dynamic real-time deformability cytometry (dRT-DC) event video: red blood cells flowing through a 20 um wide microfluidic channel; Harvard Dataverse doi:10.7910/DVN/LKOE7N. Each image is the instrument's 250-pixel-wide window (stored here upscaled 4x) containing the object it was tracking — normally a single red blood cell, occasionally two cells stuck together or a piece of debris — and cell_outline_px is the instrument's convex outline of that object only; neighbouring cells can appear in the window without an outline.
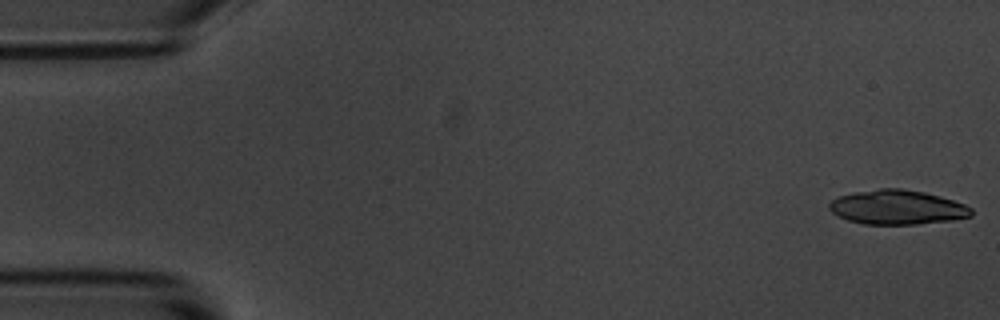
{"species": "common noctule bat (a hibernating species)", "species_latin": "Nyctalus noctula", "temperature_condition": "room temperature", "stored_images_in_passage": 5, "camera_frame_rate_fps": 3000, "um_per_image_px": 0.085, "animal": {"sex": "male", "body_mass_g": 20.1, "forearm_length_mm": 53.5}, "frame": {"image": 1, "passage_image": 1, "time_ms": 0.0, "image_size_px": [1000, 320], "cell_outline_px": [[972, 216], [952, 220], [916, 224], [864, 224], [848, 220], [832, 212], [828, 208], [828, 204], [832, 200], [840, 196], [852, 192], [880, 188], [900, 188], [924, 192], [940, 196], [964, 204], [972, 208]], "centroid_in_image_um": [76.26, 17.61], "position_along_channel_um": 8.7, "area_um2": 28.44}}